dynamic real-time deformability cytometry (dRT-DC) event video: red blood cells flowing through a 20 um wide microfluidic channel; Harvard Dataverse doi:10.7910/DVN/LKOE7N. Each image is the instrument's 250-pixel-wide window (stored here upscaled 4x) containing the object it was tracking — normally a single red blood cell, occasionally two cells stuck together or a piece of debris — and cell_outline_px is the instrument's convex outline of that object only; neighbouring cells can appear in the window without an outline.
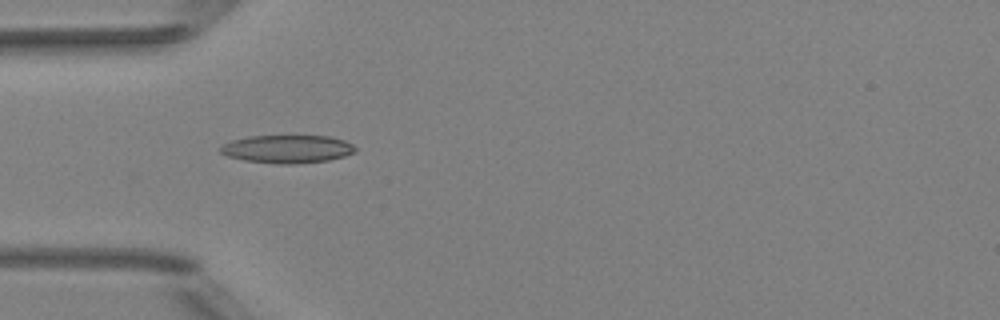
{"species": "Egyptian fruit bat (a non-hibernating species)", "species_latin": "Rousettus aegyptiacus", "temperature_condition": "room temperature", "stored_images_in_passage": 36, "camera_frame_rate_fps": 3000, "um_per_image_px": 0.085, "animal": {"sex": "female"}, "frame": {"image": 1, "passage_image": 1, "time_ms": 0.0, "image_size_px": [1000, 320], "cell_outline_px": [[356, 152], [344, 156], [328, 160], [292, 164], [280, 164], [244, 160], [228, 156], [220, 152], [220, 148], [224, 144], [232, 140], [248, 136], [328, 136], [344, 140], [352, 144], [356, 148]], "centroid_in_image_um": [24.43, 12.66], "position_along_channel_um": 60.6, "area_um2": 21.91}}
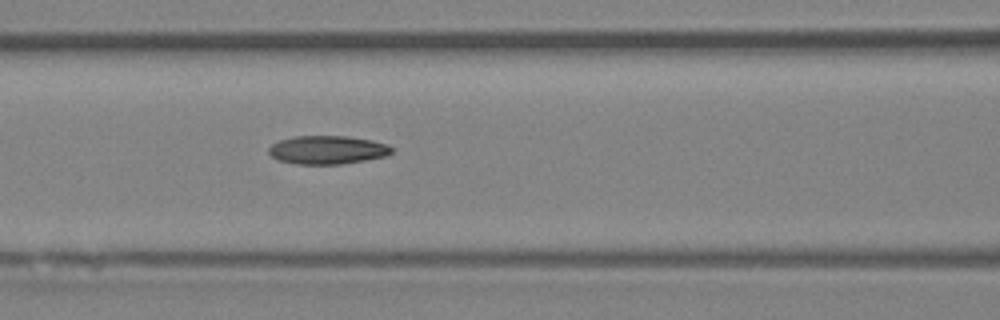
{"frame": {"image": 2, "passage_image": 7, "time_ms": 2.0, "image_size_px": [1000, 320], "cell_outline_px": [[392, 152], [388, 156], [340, 164], [296, 164], [280, 160], [272, 156], [268, 152], [268, 148], [272, 144], [280, 140], [292, 136], [348, 136], [372, 140], [388, 144], [392, 148]], "centroid_in_image_um": [27.84, 12.73], "position_along_channel_um": 138.8, "area_um2": 20.4}}
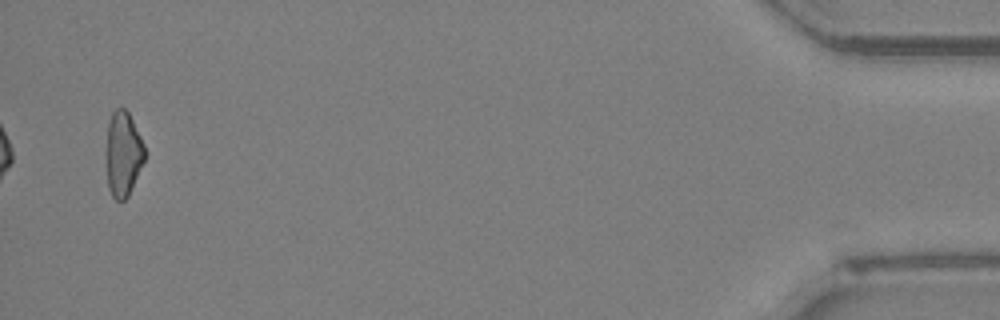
{"frame": {"image": 3, "passage_image": 35, "time_ms": 11.333, "image_size_px": [1000, 320], "cell_outline_px": [[144, 160], [128, 196], [124, 200], [116, 200], [112, 196], [108, 188], [104, 152], [108, 120], [112, 112], [116, 108], [124, 108], [128, 112], [144, 144]], "centroid_in_image_um": [10.41, 13.07], "position_along_channel_um": 424.8, "area_um2": 19.36}, "authors_computed_cell_mechanics": {"area_um2": 19.8832, "velocity_mm_per_s": 4.0116, "shape_relaxation_time_tau1_ms": 10.1256, "shape_relaxation_time_tau2_ms": 6.3792, "deformation_change_tau1": 0.2628, "deformation_change_tau2": 0.1618}}